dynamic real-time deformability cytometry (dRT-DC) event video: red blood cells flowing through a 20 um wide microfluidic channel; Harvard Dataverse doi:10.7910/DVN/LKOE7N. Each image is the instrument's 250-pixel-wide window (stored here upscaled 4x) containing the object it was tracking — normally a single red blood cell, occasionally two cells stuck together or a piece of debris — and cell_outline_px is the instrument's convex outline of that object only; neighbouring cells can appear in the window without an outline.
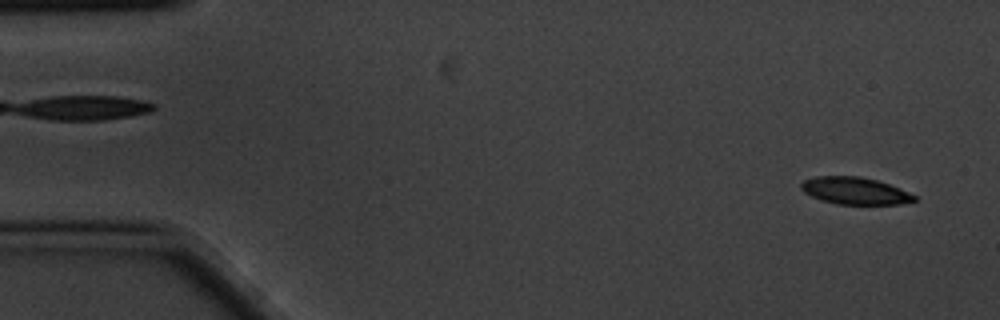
{"species": "common noctule bat (a hibernating species)", "species_latin": "Nyctalus noctula", "temperature_condition": "cold", "stored_images_in_passage": 5, "segment_of_instrument_passage": [2, 2], "camera_frame_rate_fps": 3000, "um_per_image_px": 0.085, "animal": {"sex": "male", "body_mass_g": 20.1, "forearm_length_mm": 53.5}, "frame": {"image": 1, "passage_image": 5, "time_ms": 1.333, "image_size_px": [1000, 320], "cell_outline_px": [[916, 200], [900, 204], [836, 204], [820, 200], [804, 192], [800, 188], [800, 184], [804, 180], [816, 176], [860, 176], [876, 180], [888, 184], [908, 192], [916, 196]], "centroid_in_image_um": [72.63, 16.22], "position_along_channel_um": 12.4, "area_um2": 17.8}}